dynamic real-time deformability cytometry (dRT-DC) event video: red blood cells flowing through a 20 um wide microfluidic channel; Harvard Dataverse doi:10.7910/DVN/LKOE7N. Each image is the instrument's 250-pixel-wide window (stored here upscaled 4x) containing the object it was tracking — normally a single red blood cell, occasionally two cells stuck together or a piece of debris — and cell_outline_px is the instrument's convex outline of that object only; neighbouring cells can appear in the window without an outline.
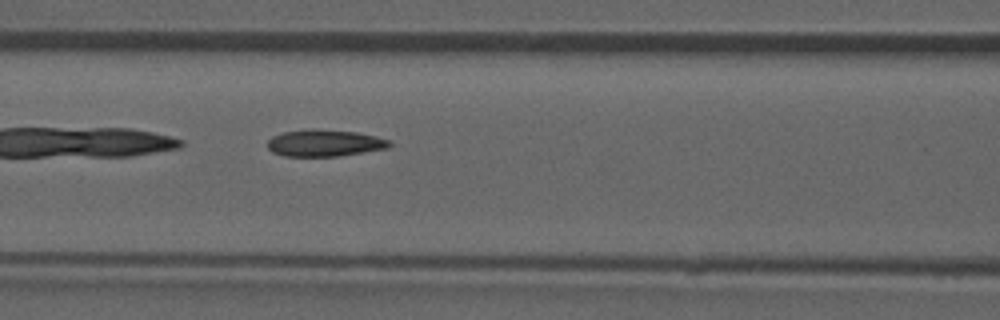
{"species": "common noctule bat (a hibernating species)", "species_latin": "Nyctalus noctula", "temperature_condition": "room temperature", "stored_images_in_passage": 33, "camera_frame_rate_fps": 3000, "um_per_image_px": 0.085, "animal": {"sex": "male", "forearm_length_mm": 52.5}, "frame": {"image": 1, "passage_image": 6, "time_ms": 1.667, "image_size_px": [1000, 320], "cell_outline_px": [[392, 144], [388, 148], [340, 156], [284, 156], [272, 152], [268, 148], [268, 140], [272, 136], [284, 132], [356, 132], [376, 136], [388, 140]], "centroid_in_image_um": [27.62, 12.22], "position_along_channel_um": 139.0, "area_um2": 18.03}}